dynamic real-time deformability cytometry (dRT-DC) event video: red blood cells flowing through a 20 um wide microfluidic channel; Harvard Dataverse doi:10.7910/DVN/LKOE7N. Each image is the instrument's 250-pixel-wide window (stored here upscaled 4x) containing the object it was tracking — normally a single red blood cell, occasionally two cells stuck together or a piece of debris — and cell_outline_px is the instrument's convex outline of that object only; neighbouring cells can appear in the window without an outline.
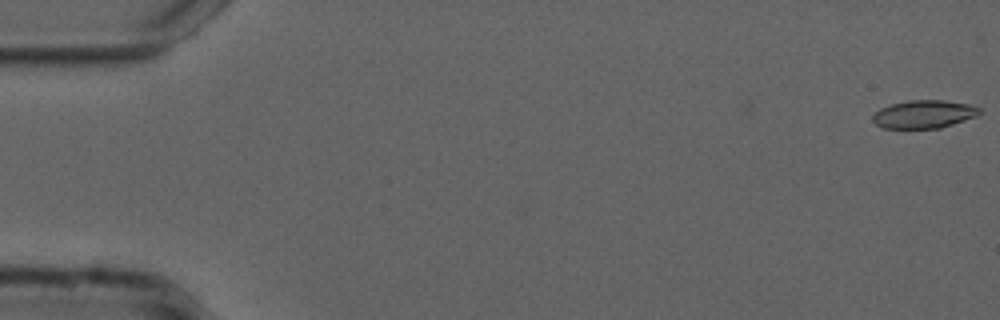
{"species": "common noctule bat (a hibernating species)", "species_latin": "Nyctalus noctula", "temperature_condition": "cold", "stored_images_in_passage": 2, "camera_frame_rate_fps": 3000, "um_per_image_px": 0.085, "animal": {"sex": "male", "forearm_length_mm": 52.5}, "frame": {"image": 1, "passage_image": 2, "time_ms": 0.333, "image_size_px": [1000, 320], "cell_outline_px": [[980, 112], [976, 116], [940, 128], [884, 128], [876, 124], [872, 120], [872, 116], [880, 108], [892, 104], [908, 100], [944, 100], [968, 104], [980, 108]], "centroid_in_image_um": [78.51, 9.7], "position_along_channel_um": 6.5, "area_um2": 17.28}}